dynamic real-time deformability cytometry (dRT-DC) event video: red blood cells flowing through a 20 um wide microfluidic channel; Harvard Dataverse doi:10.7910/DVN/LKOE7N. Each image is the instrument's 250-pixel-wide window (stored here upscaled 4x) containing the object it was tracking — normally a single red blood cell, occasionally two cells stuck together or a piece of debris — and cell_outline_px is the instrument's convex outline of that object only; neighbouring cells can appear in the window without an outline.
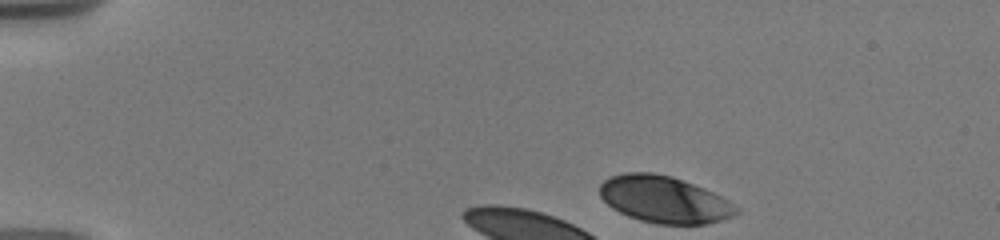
{"species": "human", "species_latin": "Homo sapiens", "temperature_condition": "warm", "stored_images_in_passage": 10, "camera_frame_rate_fps": 3000, "um_per_image_px": 0.085, "donor": {"sex": "male"}, "frame": {"image": 1, "passage_image": 1, "time_ms": 0.0, "image_size_px": [1000, 240], "cell_outline_px": [[740, 212], [732, 216], [720, 220], [704, 224], [656, 224], [640, 220], [628, 216], [612, 208], [600, 196], [600, 184], [604, 180], [612, 176], [624, 172], [652, 172], [672, 176], [704, 188], [728, 200], [740, 208]], "centroid_in_image_um": [56.46, 16.95], "position_along_channel_um": 28.5, "area_um2": 37.22}}
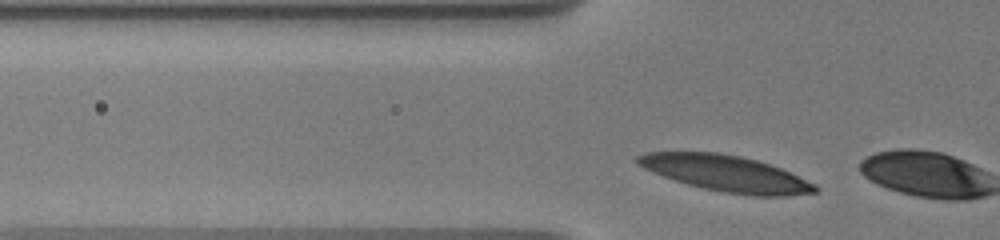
{"frame": {"image": 2, "passage_image": 8, "time_ms": 2.0, "image_size_px": [1000, 240], "cell_outline_px": [[820, 188], [816, 192], [788, 196], [756, 196], [724, 192], [704, 188], [688, 184], [664, 176], [644, 168], [636, 164], [636, 156], [644, 152], [720, 152], [740, 156], [756, 160], [780, 168], [816, 184]], "centroid_in_image_um": [61.72, 14.74], "position_along_channel_um": 64.1, "area_um2": 37.05}}